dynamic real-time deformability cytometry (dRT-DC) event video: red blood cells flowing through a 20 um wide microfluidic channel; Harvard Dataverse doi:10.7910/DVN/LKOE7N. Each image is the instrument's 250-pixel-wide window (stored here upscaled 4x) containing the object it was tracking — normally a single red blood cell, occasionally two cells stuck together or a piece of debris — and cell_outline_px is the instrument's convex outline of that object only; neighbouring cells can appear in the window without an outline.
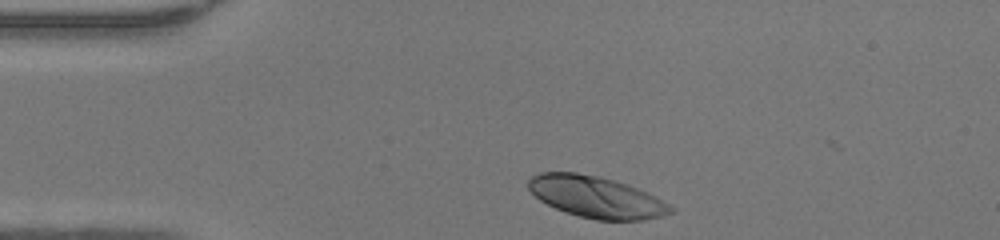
{"species": "human", "species_latin": "Homo sapiens", "temperature_condition": "warm", "stored_images_in_passage": 30, "camera_frame_rate_fps": 3000, "um_per_image_px": 0.085, "donor": {"sex": "female"}, "frame": {"image": 1, "passage_image": 1, "time_ms": 0.0, "image_size_px": [1000, 240], "cell_outline_px": [[676, 208], [672, 212], [664, 216], [644, 220], [596, 220], [564, 212], [540, 200], [528, 188], [528, 180], [532, 176], [540, 172], [576, 172], [596, 176], [628, 184]], "centroid_in_image_um": [50.66, 16.75], "position_along_channel_um": 34.3, "area_um2": 34.04}}
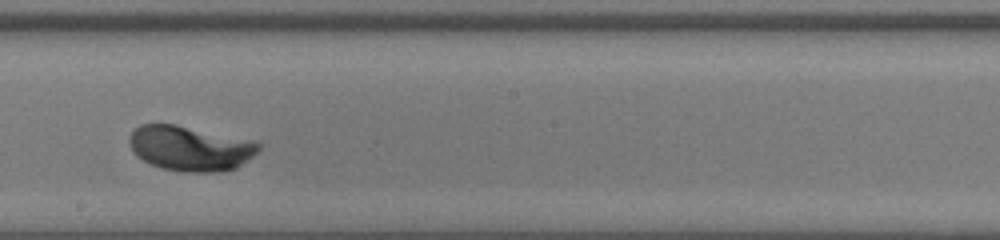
{"frame": {"image": 2, "passage_image": 18, "time_ms": 5.667, "image_size_px": [1000, 240], "cell_outline_px": [[264, 144], [252, 156], [236, 168], [220, 172], [184, 172], [160, 168], [136, 156], [128, 140], [132, 132], [140, 124], [176, 124], [252, 140]], "centroid_in_image_um": [16.18, 12.6], "position_along_channel_um": 232.0, "area_um2": 33.87}}
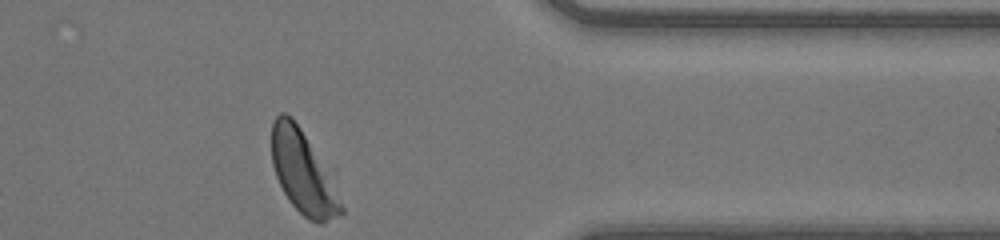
{"frame": {"image": 3, "passage_image": 30, "time_ms": 9.667, "image_size_px": [1000, 240], "cell_outline_px": [[344, 212], [340, 216], [320, 224], [308, 220], [288, 200], [276, 176], [272, 164], [272, 120], [280, 112], [284, 112], [292, 116], [300, 128], [344, 208]], "centroid_in_image_um": [25.67, 14.68], "position_along_channel_um": 385.7, "area_um2": 31.79}, "authors_computed_cell_mechanics": {"area_um2": 33.3795, "velocity_mm_per_s": 4.2656, "shape_relaxation_time_tau1_ms": 2.3119, "shape_relaxation_time_tau2_ms": null, "deformation_change_tau1": 0.1783, "deformation_change_tau2": null}}